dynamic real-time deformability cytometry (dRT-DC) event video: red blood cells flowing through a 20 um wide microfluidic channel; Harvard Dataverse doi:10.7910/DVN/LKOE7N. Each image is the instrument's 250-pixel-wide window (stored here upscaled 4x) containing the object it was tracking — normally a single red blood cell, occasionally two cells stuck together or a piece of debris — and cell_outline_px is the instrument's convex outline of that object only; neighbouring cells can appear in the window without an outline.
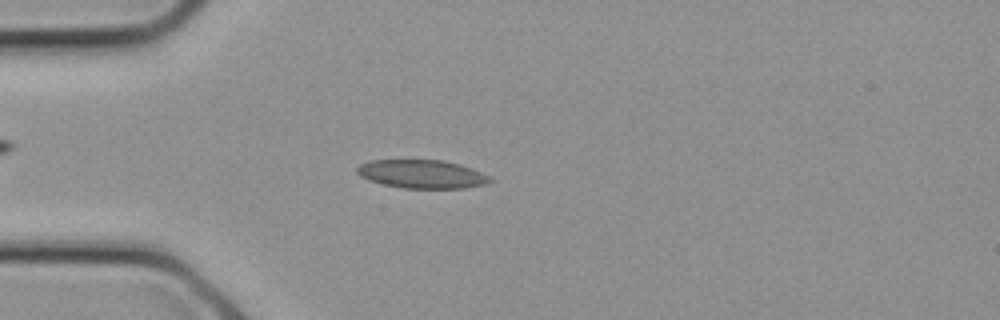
{"species": "common noctule bat (a hibernating species)", "species_latin": "Nyctalus noctula", "temperature_condition": "cold", "stored_images_in_passage": 13, "camera_frame_rate_fps": 3000, "um_per_image_px": 0.085, "animal": {"sex": "female", "body_mass_g": 21.9}, "frame": {"image": 1, "passage_image": 6, "time_ms": 1.667, "image_size_px": [1000, 320], "cell_outline_px": [[492, 180], [484, 184], [464, 188], [404, 188], [384, 184], [368, 180], [360, 176], [356, 172], [356, 168], [360, 164], [368, 160], [444, 160], [460, 164], [472, 168], [492, 176]], "centroid_in_image_um": [35.86, 14.79], "position_along_channel_um": 49.1, "area_um2": 22.14}}
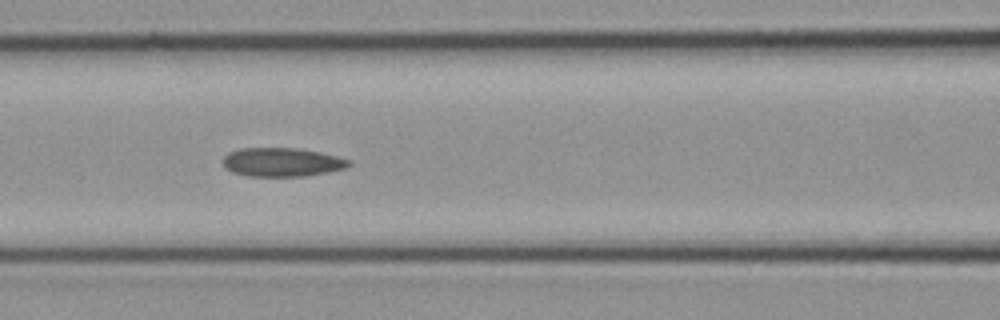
{"frame": {"image": 2, "passage_image": 10, "time_ms": 3.0, "image_size_px": [1000, 320], "cell_outline_px": [[352, 164], [344, 168], [328, 172], [304, 176], [248, 176], [232, 172], [224, 168], [224, 156], [228, 152], [240, 148], [300, 148], [320, 152], [352, 160]], "centroid_in_image_um": [23.97, 13.78], "position_along_channel_um": 142.6, "area_um2": 21.21}}
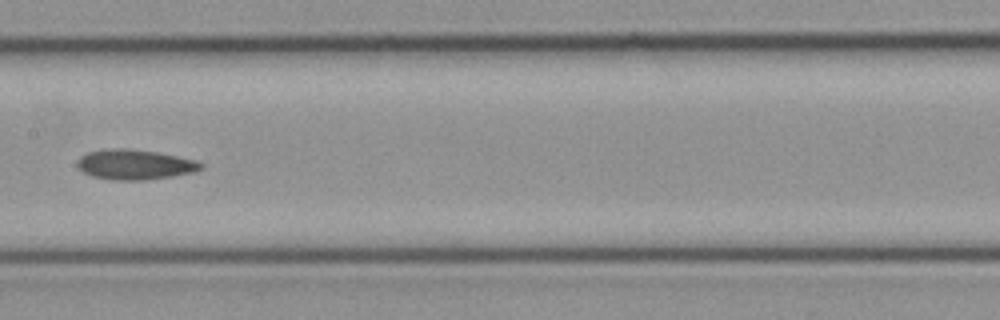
{"frame": {"image": 3, "passage_image": 12, "time_ms": 3.667, "image_size_px": [1000, 320], "cell_outline_px": [[204, 168], [196, 172], [172, 176], [144, 180], [112, 180], [92, 176], [76, 168], [76, 160], [80, 156], [88, 152], [108, 148], [128, 148], [156, 152], [196, 160], [204, 164]], "centroid_in_image_um": [11.44, 13.98], "position_along_channel_um": 196.0, "area_um2": 21.91}}